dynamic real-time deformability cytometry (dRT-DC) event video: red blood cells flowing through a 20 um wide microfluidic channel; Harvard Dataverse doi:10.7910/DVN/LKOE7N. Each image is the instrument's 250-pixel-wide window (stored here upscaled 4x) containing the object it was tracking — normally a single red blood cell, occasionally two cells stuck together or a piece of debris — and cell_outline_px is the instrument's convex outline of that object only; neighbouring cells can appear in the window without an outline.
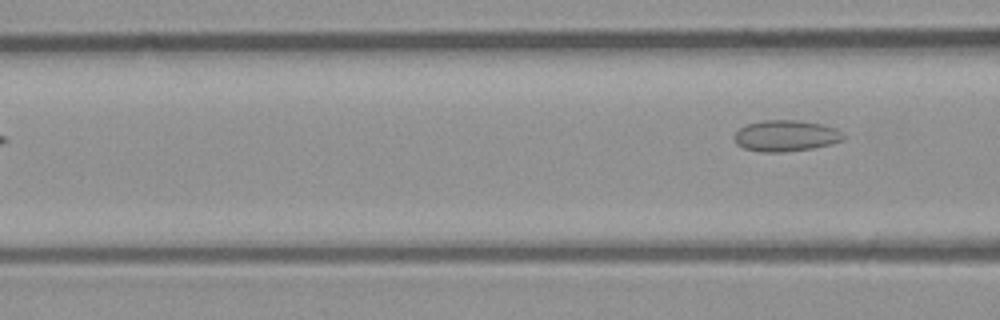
{"species": "common noctule bat (a hibernating species)", "species_latin": "Nyctalus noctula", "temperature_condition": "room temperature", "stored_images_in_passage": 3, "camera_frame_rate_fps": 3000, "um_per_image_px": 0.085, "animal": {"sex": "male", "body_mass_g": 23.1, "forearm_length_mm": 52.7}, "frame": {"image": 1, "passage_image": 3, "time_ms": 0.667, "image_size_px": [1000, 320], "cell_outline_px": [[844, 136], [840, 140], [828, 144], [812, 148], [784, 152], [760, 152], [744, 148], [736, 144], [732, 136], [740, 128], [748, 124], [764, 120], [800, 120], [820, 124], [836, 128], [844, 132]], "centroid_in_image_um": [66.75, 11.54], "position_along_channel_um": 99.8, "area_um2": 19.77}}